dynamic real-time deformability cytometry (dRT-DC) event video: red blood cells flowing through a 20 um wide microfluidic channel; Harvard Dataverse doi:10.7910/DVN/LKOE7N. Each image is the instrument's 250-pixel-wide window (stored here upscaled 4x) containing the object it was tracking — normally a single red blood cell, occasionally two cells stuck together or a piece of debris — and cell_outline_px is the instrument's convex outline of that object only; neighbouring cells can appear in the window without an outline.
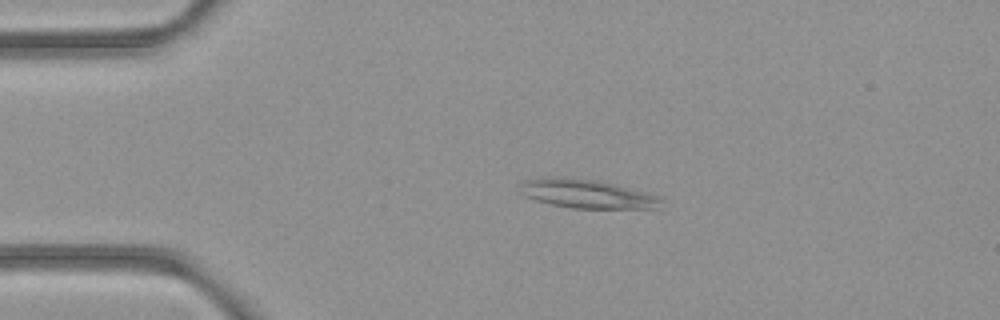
{"species": "common noctule bat (a hibernating species)", "species_latin": "Nyctalus noctula", "temperature_condition": "room temperature", "stored_images_in_passage": 51, "camera_frame_rate_fps": 3000, "um_per_image_px": 0.085, "animal": {"sex": "female", "body_mass_g": 21.9}, "frame": {"image": 1, "passage_image": 10, "time_ms": 3.0, "image_size_px": [1000, 320], "cell_outline_px": [[660, 200], [656, 208], [572, 208], [552, 204], [536, 200], [524, 196], [520, 192], [520, 184], [524, 180], [548, 176], [564, 176], [600, 180], [616, 184], [660, 196]], "centroid_in_image_um": [49.81, 16.44], "position_along_channel_um": 35.2, "area_um2": 23.81}}
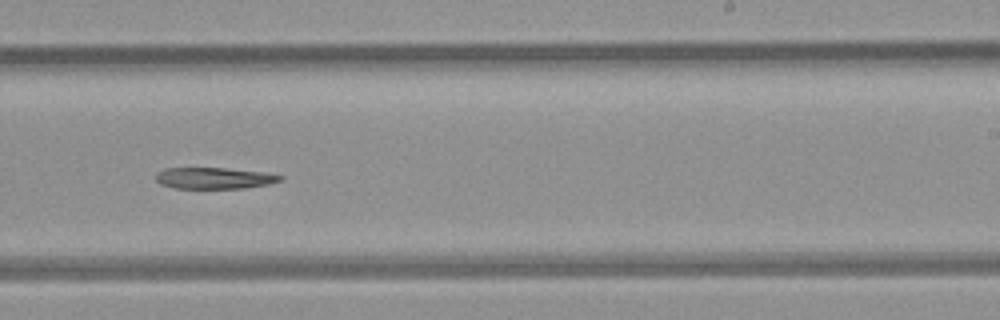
{"frame": {"image": 2, "passage_image": 31, "time_ms": 10.0, "image_size_px": [1000, 320], "cell_outline_px": [[284, 180], [268, 184], [244, 188], [172, 188], [160, 184], [156, 180], [156, 172], [164, 168], [224, 168], [268, 172], [284, 176]], "centroid_in_image_um": [18.23, 15.13], "position_along_channel_um": 270.8, "area_um2": 15.66}}
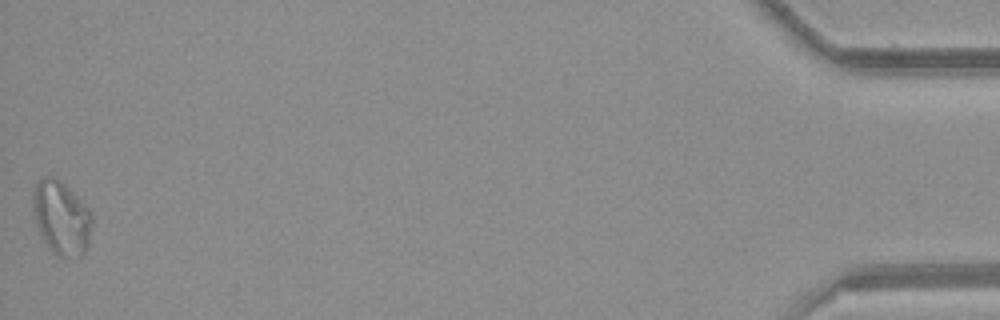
{"frame": {"image": 3, "passage_image": 51, "time_ms": 16.667, "image_size_px": [1000, 320], "cell_outline_px": [[92, 224], [88, 244], [84, 252], [80, 256], [60, 256], [52, 252], [44, 240], [40, 232], [32, 208], [32, 200], [36, 184], [44, 176], [56, 176], [92, 212]], "centroid_in_image_um": [5.22, 18.5], "position_along_channel_um": 430.0, "area_um2": 25.03}}